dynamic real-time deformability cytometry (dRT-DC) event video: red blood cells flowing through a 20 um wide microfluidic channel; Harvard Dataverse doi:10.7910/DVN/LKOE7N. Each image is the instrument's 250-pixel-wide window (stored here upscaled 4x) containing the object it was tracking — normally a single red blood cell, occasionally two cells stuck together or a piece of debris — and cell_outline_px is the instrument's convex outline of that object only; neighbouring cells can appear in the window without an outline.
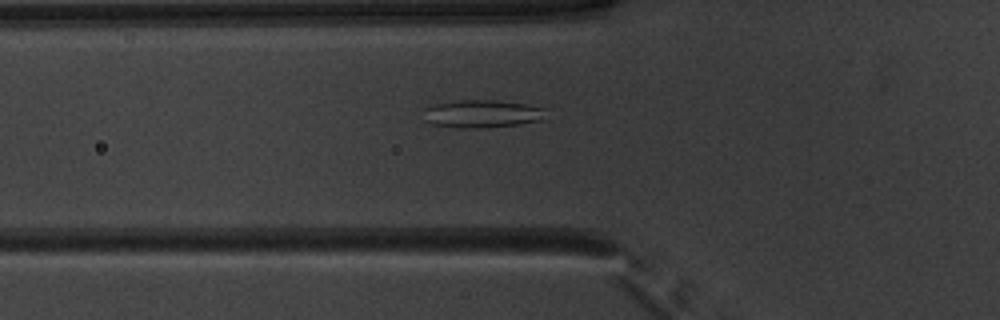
{"species": "common noctule bat (a hibernating species)", "species_latin": "Nyctalus noctula", "temperature_condition": "warm", "stored_images_in_passage": 36, "camera_frame_rate_fps": 3000, "um_per_image_px": 0.085, "animal": {"sex": "male", "body_mass_g": 20.1, "forearm_length_mm": 53.5}, "frame": {"image": 1, "passage_image": 3, "time_ms": 0.667, "image_size_px": [1000, 320], "cell_outline_px": [[548, 108], [540, 120], [520, 124], [480, 128], [460, 128], [432, 124], [424, 120], [424, 108], [428, 104], [456, 100], [496, 100], [524, 104]], "centroid_in_image_um": [40.91, 9.66], "position_along_channel_um": 84.9, "area_um2": 20.06}}
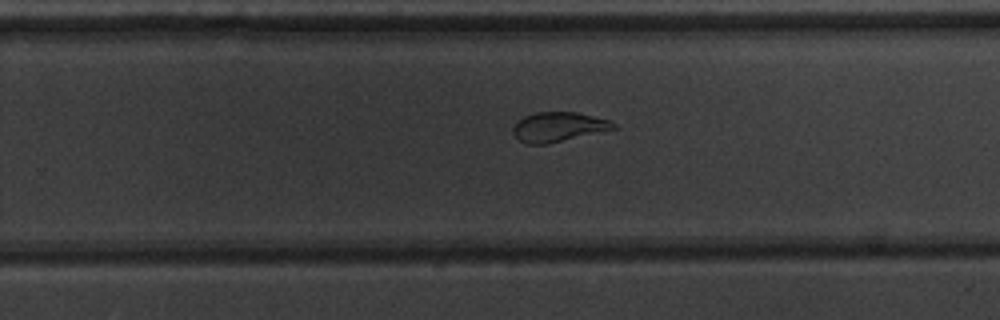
{"frame": {"image": 2, "passage_image": 18, "time_ms": 5.667, "image_size_px": [1000, 320], "cell_outline_px": [[620, 128], [548, 144], [528, 144], [520, 140], [512, 132], [512, 128], [516, 120], [524, 116], [536, 112], [576, 112], [608, 120], [616, 124]], "centroid_in_image_um": [47.47, 10.79], "position_along_channel_um": 282.3, "area_um2": 17.46}}
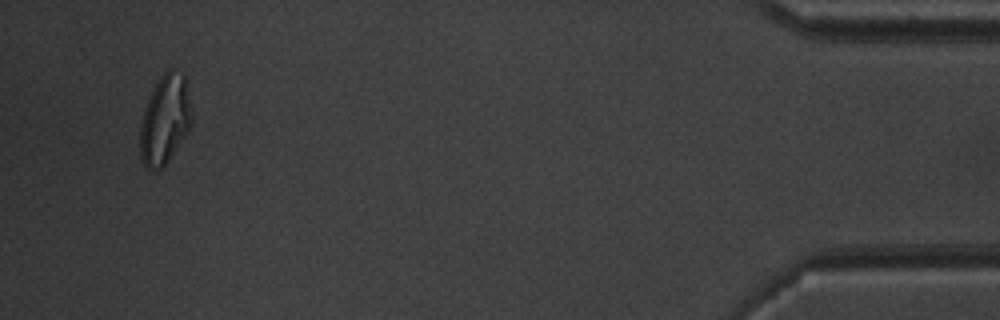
{"frame": {"image": 3, "passage_image": 34, "time_ms": 11.0, "image_size_px": [1000, 320], "cell_outline_px": [[192, 124], [188, 132], [164, 168], [148, 168], [140, 160], [140, 128], [144, 112], [148, 100], [160, 76], [168, 68], [172, 68], [184, 76], [192, 116]], "centroid_in_image_um": [14.03, 10.2], "position_along_channel_um": 421.2, "area_um2": 26.53}, "authors_computed_cell_mechanics": {"area_um2": 18.6983, "velocity_mm_per_s": 3.9417, "shape_relaxation_time_tau1_ms": 11.2518, "shape_relaxation_time_tau2_ms": 1.3757, "deformation_change_tau1": 0.2765, "deformation_change_tau2": 0.0706}}